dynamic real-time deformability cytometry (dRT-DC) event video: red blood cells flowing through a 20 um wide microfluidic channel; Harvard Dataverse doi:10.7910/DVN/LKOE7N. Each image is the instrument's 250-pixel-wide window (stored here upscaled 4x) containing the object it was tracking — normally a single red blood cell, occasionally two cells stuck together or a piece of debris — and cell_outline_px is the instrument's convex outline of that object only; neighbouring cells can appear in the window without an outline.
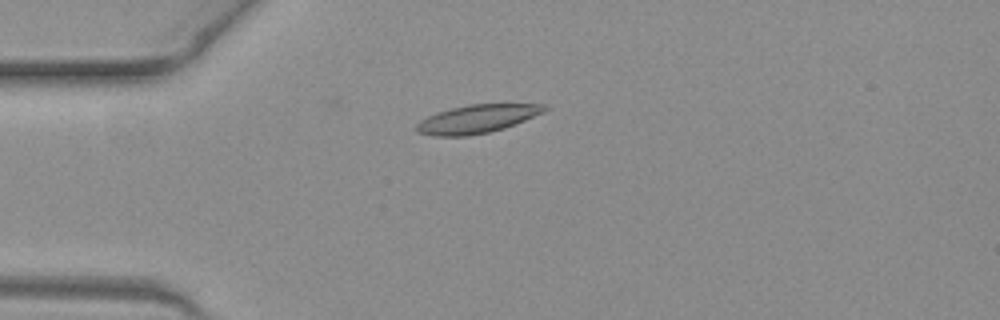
{"species": "common noctule bat (a hibernating species)", "species_latin": "Nyctalus noctula", "temperature_condition": "warm", "stored_images_in_passage": 48, "camera_frame_rate_fps": 3000, "um_per_image_px": 0.085, "animal": {"sex": "female", "body_mass_g": 19.3, "forearm_length_mm": 54.1}, "frame": {"image": 1, "passage_image": 13, "time_ms": 4.0, "image_size_px": [1000, 320], "cell_outline_px": [[548, 108], [544, 112], [504, 128], [488, 132], [468, 136], [436, 136], [416, 132], [416, 124], [420, 120], [436, 112], [468, 104], [544, 104]], "centroid_in_image_um": [40.51, 10.11], "position_along_channel_um": 44.5, "area_um2": 20.98}}
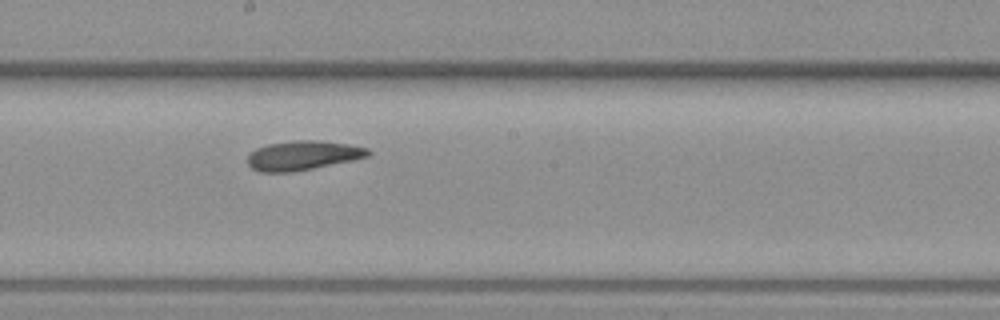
{"frame": {"image": 2, "passage_image": 28, "time_ms": 9.0, "image_size_px": [1000, 320], "cell_outline_px": [[372, 152], [368, 156], [352, 160], [292, 172], [260, 172], [252, 168], [248, 164], [248, 156], [256, 148], [268, 144], [292, 140], [320, 140], [348, 144], [368, 148]], "centroid_in_image_um": [25.74, 13.2], "position_along_channel_um": 222.5, "area_um2": 20.52}}
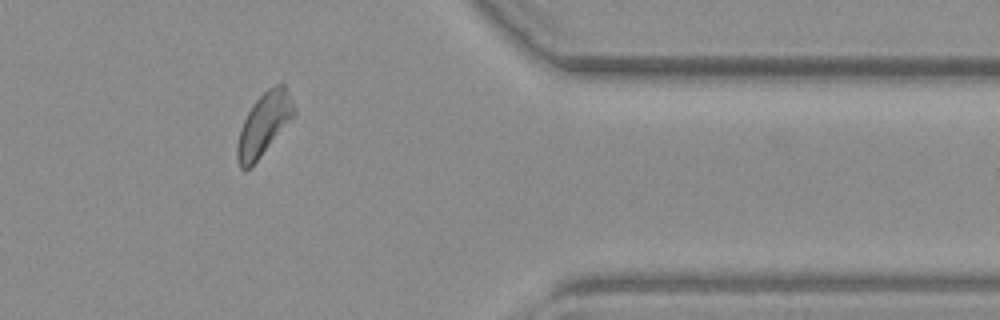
{"frame": {"image": 3, "passage_image": 42, "time_ms": 13.667, "image_size_px": [1000, 320], "cell_outline_px": [[296, 112], [260, 156], [244, 172], [240, 168], [236, 160], [236, 144], [240, 128], [252, 104], [268, 88], [276, 84], [284, 84], [296, 108]], "centroid_in_image_um": [22.39, 10.56], "position_along_channel_um": 389.0, "area_um2": 20.23}, "authors_computed_cell_mechanics": {"area_um2": 20.6635, "velocity_mm_per_s": 4.0177, "shape_relaxation_time_tau1_ms": 6.641, "shape_relaxation_time_tau2_ms": 2.2166, "deformation_change_tau1": 0.132, "deformation_change_tau2": 0.0974}}